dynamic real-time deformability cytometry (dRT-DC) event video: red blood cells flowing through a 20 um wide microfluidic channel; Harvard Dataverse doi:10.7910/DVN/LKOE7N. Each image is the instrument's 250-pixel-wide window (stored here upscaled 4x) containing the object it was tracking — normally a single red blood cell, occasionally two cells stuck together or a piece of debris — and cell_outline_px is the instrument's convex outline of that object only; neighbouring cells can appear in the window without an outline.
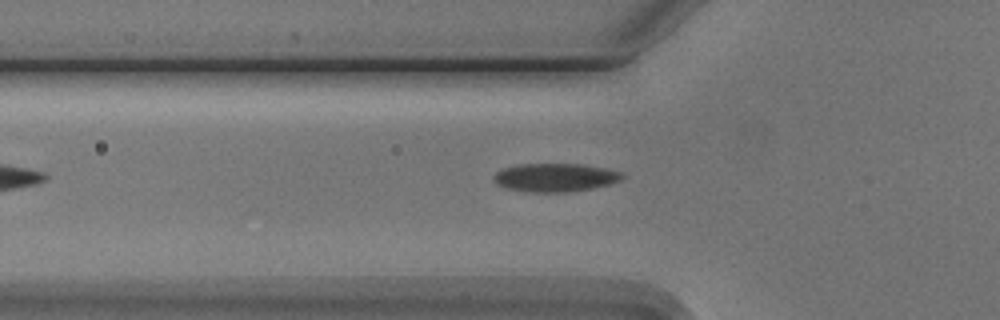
{"species": "Egyptian fruit bat (a non-hibernating species)", "species_latin": "Rousettus aegyptiacus", "temperature_condition": "cold", "stored_images_in_passage": 5, "camera_frame_rate_fps": 3000, "um_per_image_px": 0.085, "animal": {"sex": "male"}, "frame": {"image": 1, "passage_image": 4, "time_ms": 3.667, "image_size_px": [1000, 320], "cell_outline_px": [[624, 176], [620, 180], [608, 184], [592, 188], [564, 192], [532, 192], [508, 188], [496, 184], [492, 176], [496, 172], [504, 168], [516, 164], [584, 164], [624, 172]], "centroid_in_image_um": [47.18, 15.07], "position_along_channel_um": 78.6, "area_um2": 21.15}}
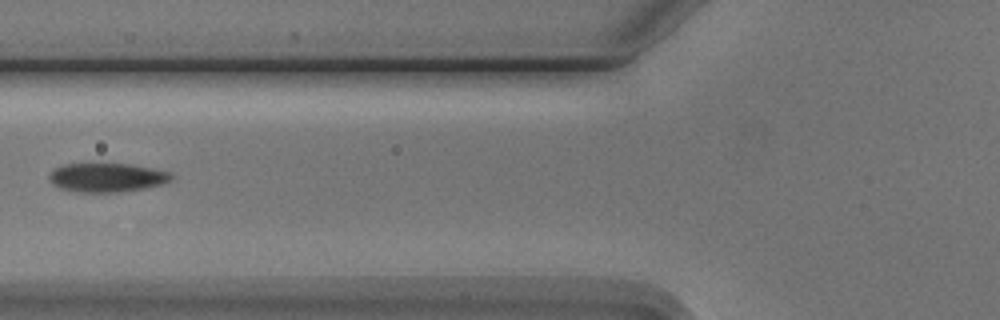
{"frame": {"image": 2, "passage_image": 5, "time_ms": 4.667, "image_size_px": [1000, 320], "cell_outline_px": [[176, 176], [172, 180], [160, 184], [144, 188], [120, 192], [80, 192], [60, 188], [52, 184], [48, 176], [56, 168], [64, 164], [132, 164], [172, 172]], "centroid_in_image_um": [9.14, 15.08], "position_along_channel_um": 116.7, "area_um2": 20.58}}